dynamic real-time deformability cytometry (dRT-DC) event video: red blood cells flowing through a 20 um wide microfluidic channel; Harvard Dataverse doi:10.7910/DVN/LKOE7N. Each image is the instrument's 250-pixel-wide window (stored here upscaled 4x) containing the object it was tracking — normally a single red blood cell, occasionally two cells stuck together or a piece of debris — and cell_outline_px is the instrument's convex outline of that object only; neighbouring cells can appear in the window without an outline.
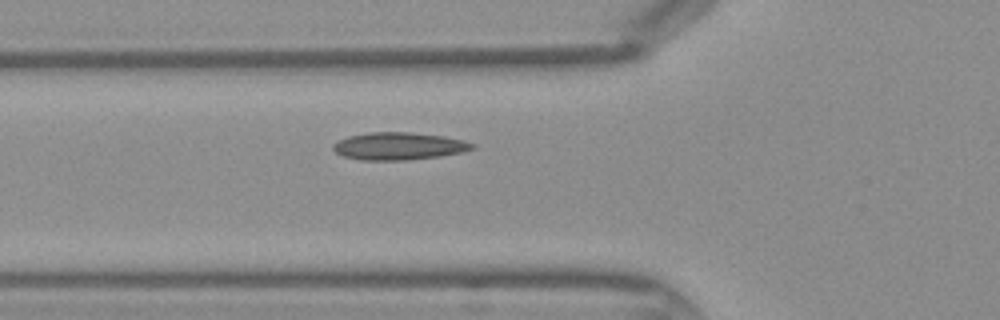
{"species": "Egyptian fruit bat (a non-hibernating species)", "species_latin": "Rousettus aegyptiacus", "temperature_condition": "warm", "stored_images_in_passage": 31, "camera_frame_rate_fps": 3000, "um_per_image_px": 0.085, "frame": {"image": 1, "passage_image": 2, "time_ms": 0.333, "image_size_px": [1000, 320], "cell_outline_px": [[476, 148], [464, 152], [440, 156], [408, 160], [360, 160], [344, 156], [336, 152], [332, 148], [332, 144], [348, 136], [372, 132], [408, 132], [444, 136], [464, 140], [476, 144]], "centroid_in_image_um": [33.94, 12.42], "position_along_channel_um": 91.9, "area_um2": 22.37}}
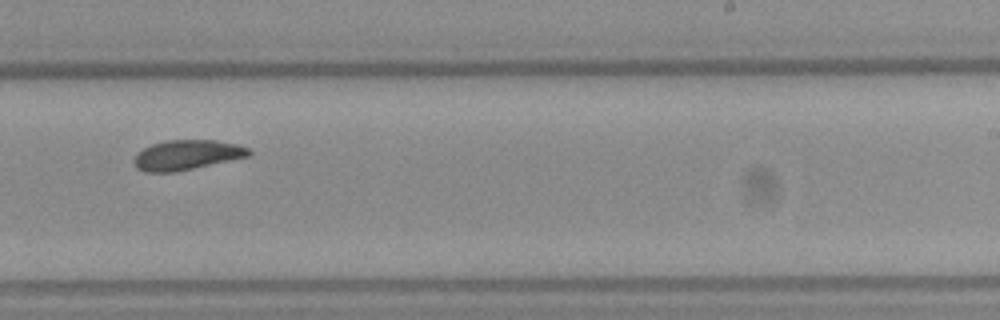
{"frame": {"image": 2, "passage_image": 14, "time_ms": 4.333, "image_size_px": [1000, 320], "cell_outline_px": [[252, 156], [176, 172], [144, 172], [136, 168], [132, 160], [136, 152], [152, 144], [168, 140], [216, 140], [236, 144], [248, 148], [252, 152]], "centroid_in_image_um": [15.88, 13.18], "position_along_channel_um": 273.1, "area_um2": 20.29}}
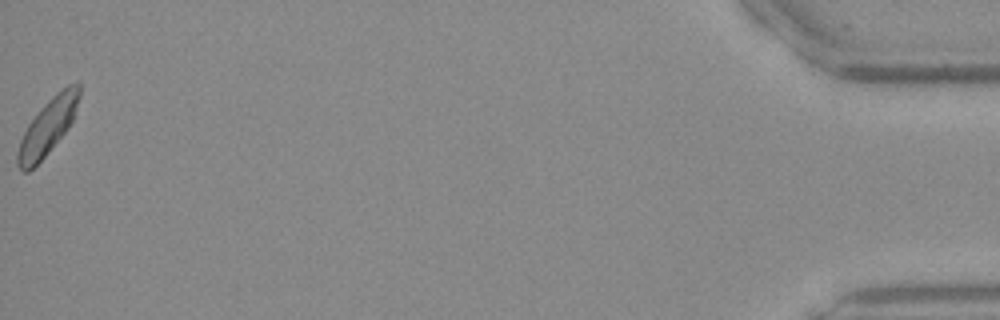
{"frame": {"image": 3, "passage_image": 31, "time_ms": 10.0, "image_size_px": [1000, 320], "cell_outline_px": [[80, 96], [72, 120], [68, 128], [48, 152], [28, 172], [24, 172], [16, 164], [16, 156], [20, 140], [28, 124], [40, 108], [56, 92], [68, 84], [76, 80], [80, 84]], "centroid_in_image_um": [4.06, 10.73], "position_along_channel_um": 431.1, "area_um2": 19.88}}